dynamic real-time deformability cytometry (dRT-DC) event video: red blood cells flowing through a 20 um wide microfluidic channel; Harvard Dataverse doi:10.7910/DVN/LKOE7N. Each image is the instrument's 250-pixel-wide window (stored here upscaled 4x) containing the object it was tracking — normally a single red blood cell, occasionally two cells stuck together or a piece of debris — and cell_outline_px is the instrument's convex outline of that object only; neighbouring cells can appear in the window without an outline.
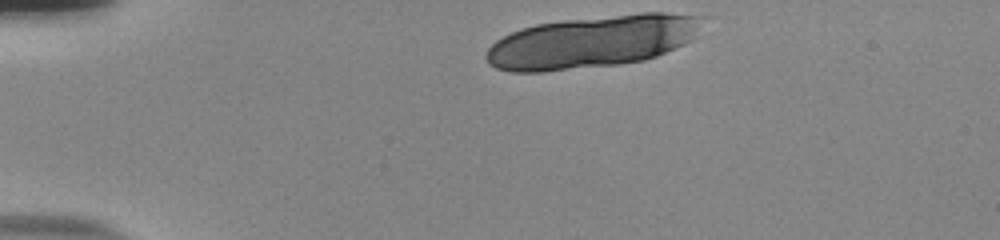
{"species": "human", "species_latin": "Homo sapiens", "temperature_condition": "room temperature", "stored_images_in_passage": 11, "camera_frame_rate_fps": 3000, "um_per_image_px": 0.085, "donor": {"sex": "male"}, "frame": {"image": 1, "passage_image": 1, "time_ms": 0.0, "image_size_px": [1000, 240], "cell_outline_px": [[708, 16], [696, 36], [692, 40], [684, 44], [656, 56], [644, 60], [620, 64], [544, 72], [512, 72], [496, 68], [488, 64], [484, 56], [488, 48], [496, 40], [520, 28], [536, 24], [564, 20], [640, 12], [664, 12]], "centroid_in_image_um": [50.37, 3.53], "position_along_channel_um": 34.6, "area_um2": 66.59}}